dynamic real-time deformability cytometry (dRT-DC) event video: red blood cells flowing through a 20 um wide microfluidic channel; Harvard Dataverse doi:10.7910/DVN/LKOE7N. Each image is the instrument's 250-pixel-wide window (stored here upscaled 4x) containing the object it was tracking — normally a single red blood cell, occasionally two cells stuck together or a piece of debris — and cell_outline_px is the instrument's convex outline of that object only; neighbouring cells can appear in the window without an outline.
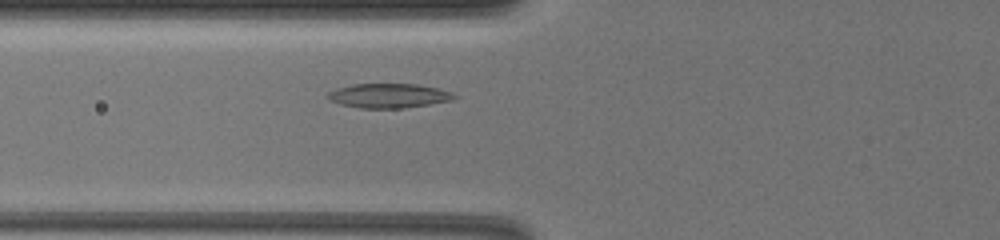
{"species": "common noctule bat (a hibernating species)", "species_latin": "Nyctalus noctula", "temperature_condition": "warm", "stored_images_in_passage": 49, "segment_of_instrument_passage": [1, 2], "camera_frame_rate_fps": 3000, "um_per_image_px": 0.085, "animal": {"sex": "female", "body_mass_g": 19.5, "forearm_length_mm": 54.1}, "frame": {"image": 1, "passage_image": 11, "time_ms": 3.333, "image_size_px": [1000, 240], "cell_outline_px": [[460, 96], [452, 100], [404, 108], [360, 108], [340, 104], [328, 100], [324, 96], [328, 92], [336, 88], [352, 84], [416, 84], [436, 88], [452, 92]], "centroid_in_image_um": [33.0, 8.13], "position_along_channel_um": 92.8, "area_um2": 18.09}}
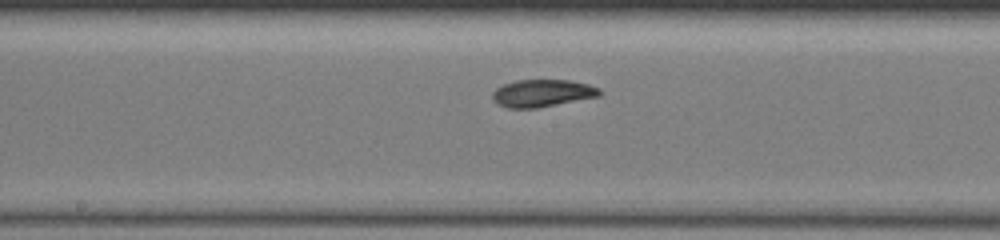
{"frame": {"image": 2, "passage_image": 21, "time_ms": 6.667, "image_size_px": [1000, 240], "cell_outline_px": [[604, 92], [600, 96], [536, 108], [508, 108], [496, 104], [492, 100], [492, 92], [496, 88], [504, 84], [516, 80], [568, 80], [588, 84], [600, 88]], "centroid_in_image_um": [46.09, 7.92], "position_along_channel_um": 202.1, "area_um2": 17.22}}
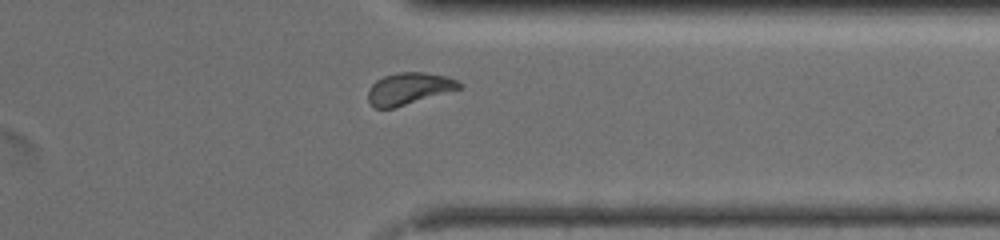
{"frame": {"image": 3, "passage_image": 37, "time_ms": 12.0, "image_size_px": [1000, 240], "cell_outline_px": [[464, 88], [392, 108], [372, 108], [368, 100], [368, 88], [376, 80], [384, 76], [400, 72], [424, 72], [448, 76], [464, 84]], "centroid_in_image_um": [34.78, 7.53], "position_along_channel_um": 376.6, "area_um2": 17.11}}